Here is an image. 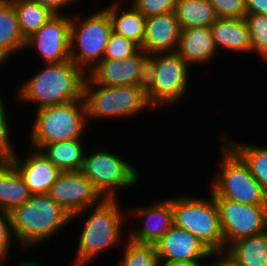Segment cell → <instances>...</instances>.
I'll return each instance as SVG.
<instances>
[{"mask_svg": "<svg viewBox=\"0 0 267 266\" xmlns=\"http://www.w3.org/2000/svg\"><path fill=\"white\" fill-rule=\"evenodd\" d=\"M130 3L148 18L174 11L177 0H132Z\"/></svg>", "mask_w": 267, "mask_h": 266, "instance_id": "34", "label": "cell"}, {"mask_svg": "<svg viewBox=\"0 0 267 266\" xmlns=\"http://www.w3.org/2000/svg\"><path fill=\"white\" fill-rule=\"evenodd\" d=\"M29 131L31 148L41 150L46 144L84 138L87 122L84 99L35 110Z\"/></svg>", "mask_w": 267, "mask_h": 266, "instance_id": "4", "label": "cell"}, {"mask_svg": "<svg viewBox=\"0 0 267 266\" xmlns=\"http://www.w3.org/2000/svg\"><path fill=\"white\" fill-rule=\"evenodd\" d=\"M160 264L211 259L213 253L189 231L173 225L155 244Z\"/></svg>", "mask_w": 267, "mask_h": 266, "instance_id": "15", "label": "cell"}, {"mask_svg": "<svg viewBox=\"0 0 267 266\" xmlns=\"http://www.w3.org/2000/svg\"><path fill=\"white\" fill-rule=\"evenodd\" d=\"M7 260V257H0V266H8V263H6Z\"/></svg>", "mask_w": 267, "mask_h": 266, "instance_id": "42", "label": "cell"}, {"mask_svg": "<svg viewBox=\"0 0 267 266\" xmlns=\"http://www.w3.org/2000/svg\"><path fill=\"white\" fill-rule=\"evenodd\" d=\"M181 35V27L174 11L146 18L141 49L147 54L174 53Z\"/></svg>", "mask_w": 267, "mask_h": 266, "instance_id": "17", "label": "cell"}, {"mask_svg": "<svg viewBox=\"0 0 267 266\" xmlns=\"http://www.w3.org/2000/svg\"><path fill=\"white\" fill-rule=\"evenodd\" d=\"M1 95L0 92V157L8 158L16 149L14 143L12 141L11 133L12 129L10 128L12 125H9V117L7 115V107L5 106L6 102L4 100V96ZM12 141V142H11ZM14 148V149H13Z\"/></svg>", "mask_w": 267, "mask_h": 266, "instance_id": "32", "label": "cell"}, {"mask_svg": "<svg viewBox=\"0 0 267 266\" xmlns=\"http://www.w3.org/2000/svg\"><path fill=\"white\" fill-rule=\"evenodd\" d=\"M71 216L96 206L104 198L79 171L61 172L47 194Z\"/></svg>", "mask_w": 267, "mask_h": 266, "instance_id": "13", "label": "cell"}, {"mask_svg": "<svg viewBox=\"0 0 267 266\" xmlns=\"http://www.w3.org/2000/svg\"><path fill=\"white\" fill-rule=\"evenodd\" d=\"M225 252L241 266H267V231L238 239Z\"/></svg>", "mask_w": 267, "mask_h": 266, "instance_id": "25", "label": "cell"}, {"mask_svg": "<svg viewBox=\"0 0 267 266\" xmlns=\"http://www.w3.org/2000/svg\"><path fill=\"white\" fill-rule=\"evenodd\" d=\"M9 213L17 246L26 251L48 242L71 222V215L47 194L32 195Z\"/></svg>", "mask_w": 267, "mask_h": 266, "instance_id": "3", "label": "cell"}, {"mask_svg": "<svg viewBox=\"0 0 267 266\" xmlns=\"http://www.w3.org/2000/svg\"><path fill=\"white\" fill-rule=\"evenodd\" d=\"M40 3L45 8L49 9L54 14H63V8L71 7L75 2H79L81 0H33ZM71 5V6H70Z\"/></svg>", "mask_w": 267, "mask_h": 266, "instance_id": "37", "label": "cell"}, {"mask_svg": "<svg viewBox=\"0 0 267 266\" xmlns=\"http://www.w3.org/2000/svg\"><path fill=\"white\" fill-rule=\"evenodd\" d=\"M247 14L267 15V0H245Z\"/></svg>", "mask_w": 267, "mask_h": 266, "instance_id": "39", "label": "cell"}, {"mask_svg": "<svg viewBox=\"0 0 267 266\" xmlns=\"http://www.w3.org/2000/svg\"><path fill=\"white\" fill-rule=\"evenodd\" d=\"M16 266H44L43 264H41V262H37V261H25L24 262H20V264L16 265Z\"/></svg>", "mask_w": 267, "mask_h": 266, "instance_id": "41", "label": "cell"}, {"mask_svg": "<svg viewBox=\"0 0 267 266\" xmlns=\"http://www.w3.org/2000/svg\"><path fill=\"white\" fill-rule=\"evenodd\" d=\"M226 248L234 241L267 231V205H248L215 198Z\"/></svg>", "mask_w": 267, "mask_h": 266, "instance_id": "11", "label": "cell"}, {"mask_svg": "<svg viewBox=\"0 0 267 266\" xmlns=\"http://www.w3.org/2000/svg\"><path fill=\"white\" fill-rule=\"evenodd\" d=\"M118 202L119 198L103 199L96 206L71 216V223L78 217H87L79 233L76 257L72 266H87L89 263L92 264L100 253L120 245L123 248L124 223L129 221V216H126L127 210L125 212Z\"/></svg>", "mask_w": 267, "mask_h": 266, "instance_id": "1", "label": "cell"}, {"mask_svg": "<svg viewBox=\"0 0 267 266\" xmlns=\"http://www.w3.org/2000/svg\"><path fill=\"white\" fill-rule=\"evenodd\" d=\"M25 39L43 27L55 14L33 0H10Z\"/></svg>", "mask_w": 267, "mask_h": 266, "instance_id": "28", "label": "cell"}, {"mask_svg": "<svg viewBox=\"0 0 267 266\" xmlns=\"http://www.w3.org/2000/svg\"><path fill=\"white\" fill-rule=\"evenodd\" d=\"M84 139L65 140L46 144L40 151L61 172H75L81 167L86 148Z\"/></svg>", "mask_w": 267, "mask_h": 266, "instance_id": "24", "label": "cell"}, {"mask_svg": "<svg viewBox=\"0 0 267 266\" xmlns=\"http://www.w3.org/2000/svg\"><path fill=\"white\" fill-rule=\"evenodd\" d=\"M86 73L71 60L43 63L42 69L18 86L16 97L34 109L83 99Z\"/></svg>", "mask_w": 267, "mask_h": 266, "instance_id": "2", "label": "cell"}, {"mask_svg": "<svg viewBox=\"0 0 267 266\" xmlns=\"http://www.w3.org/2000/svg\"><path fill=\"white\" fill-rule=\"evenodd\" d=\"M222 158L208 190L214 198H226L248 205H267V192L243 161L222 142Z\"/></svg>", "mask_w": 267, "mask_h": 266, "instance_id": "8", "label": "cell"}, {"mask_svg": "<svg viewBox=\"0 0 267 266\" xmlns=\"http://www.w3.org/2000/svg\"><path fill=\"white\" fill-rule=\"evenodd\" d=\"M174 13L181 30L211 27L218 18L208 0H177Z\"/></svg>", "mask_w": 267, "mask_h": 266, "instance_id": "27", "label": "cell"}, {"mask_svg": "<svg viewBox=\"0 0 267 266\" xmlns=\"http://www.w3.org/2000/svg\"><path fill=\"white\" fill-rule=\"evenodd\" d=\"M119 1L115 0L114 3H110L109 7H104L111 19L112 32L133 41L141 49L145 34L146 17L131 3L126 5L127 9L123 10L124 8L121 7L123 4Z\"/></svg>", "mask_w": 267, "mask_h": 266, "instance_id": "21", "label": "cell"}, {"mask_svg": "<svg viewBox=\"0 0 267 266\" xmlns=\"http://www.w3.org/2000/svg\"><path fill=\"white\" fill-rule=\"evenodd\" d=\"M139 50L140 47L136 43L112 32L103 59L121 60L136 54Z\"/></svg>", "mask_w": 267, "mask_h": 266, "instance_id": "31", "label": "cell"}, {"mask_svg": "<svg viewBox=\"0 0 267 266\" xmlns=\"http://www.w3.org/2000/svg\"><path fill=\"white\" fill-rule=\"evenodd\" d=\"M199 198L184 195L171 197L174 225L189 231L213 253L224 252L225 242L220 226L219 210L212 193Z\"/></svg>", "mask_w": 267, "mask_h": 266, "instance_id": "6", "label": "cell"}, {"mask_svg": "<svg viewBox=\"0 0 267 266\" xmlns=\"http://www.w3.org/2000/svg\"><path fill=\"white\" fill-rule=\"evenodd\" d=\"M211 257H213L214 260L206 262V266H241L233 258H231L225 251L214 252L211 254Z\"/></svg>", "mask_w": 267, "mask_h": 266, "instance_id": "38", "label": "cell"}, {"mask_svg": "<svg viewBox=\"0 0 267 266\" xmlns=\"http://www.w3.org/2000/svg\"><path fill=\"white\" fill-rule=\"evenodd\" d=\"M218 18H244L246 13L245 0H208Z\"/></svg>", "mask_w": 267, "mask_h": 266, "instance_id": "33", "label": "cell"}, {"mask_svg": "<svg viewBox=\"0 0 267 266\" xmlns=\"http://www.w3.org/2000/svg\"><path fill=\"white\" fill-rule=\"evenodd\" d=\"M204 260L208 261L207 259H196V260L183 261L172 264H161L160 266H206Z\"/></svg>", "mask_w": 267, "mask_h": 266, "instance_id": "40", "label": "cell"}, {"mask_svg": "<svg viewBox=\"0 0 267 266\" xmlns=\"http://www.w3.org/2000/svg\"><path fill=\"white\" fill-rule=\"evenodd\" d=\"M123 256L118 259L119 266H160L154 244H140L126 238Z\"/></svg>", "mask_w": 267, "mask_h": 266, "instance_id": "29", "label": "cell"}, {"mask_svg": "<svg viewBox=\"0 0 267 266\" xmlns=\"http://www.w3.org/2000/svg\"><path fill=\"white\" fill-rule=\"evenodd\" d=\"M15 241L10 213L0 210V257L10 258V247L14 246Z\"/></svg>", "mask_w": 267, "mask_h": 266, "instance_id": "36", "label": "cell"}, {"mask_svg": "<svg viewBox=\"0 0 267 266\" xmlns=\"http://www.w3.org/2000/svg\"><path fill=\"white\" fill-rule=\"evenodd\" d=\"M93 149L89 152L86 149L78 171L91 181L104 199H117L119 190L139 185L141 173L125 157L121 158L104 146Z\"/></svg>", "mask_w": 267, "mask_h": 266, "instance_id": "7", "label": "cell"}, {"mask_svg": "<svg viewBox=\"0 0 267 266\" xmlns=\"http://www.w3.org/2000/svg\"><path fill=\"white\" fill-rule=\"evenodd\" d=\"M224 137L225 144L243 161L252 176L260 183L267 192V146L252 145L239 142L236 139L228 140Z\"/></svg>", "mask_w": 267, "mask_h": 266, "instance_id": "26", "label": "cell"}, {"mask_svg": "<svg viewBox=\"0 0 267 266\" xmlns=\"http://www.w3.org/2000/svg\"><path fill=\"white\" fill-rule=\"evenodd\" d=\"M176 53L190 66L210 64L218 50L211 27H196L181 30Z\"/></svg>", "mask_w": 267, "mask_h": 266, "instance_id": "19", "label": "cell"}, {"mask_svg": "<svg viewBox=\"0 0 267 266\" xmlns=\"http://www.w3.org/2000/svg\"><path fill=\"white\" fill-rule=\"evenodd\" d=\"M32 194L15 166L7 159H0V210L11 212L23 205Z\"/></svg>", "mask_w": 267, "mask_h": 266, "instance_id": "22", "label": "cell"}, {"mask_svg": "<svg viewBox=\"0 0 267 266\" xmlns=\"http://www.w3.org/2000/svg\"><path fill=\"white\" fill-rule=\"evenodd\" d=\"M190 66L176 53H156V71L152 89L146 94L149 103L159 106L179 105L187 97L191 83Z\"/></svg>", "mask_w": 267, "mask_h": 266, "instance_id": "10", "label": "cell"}, {"mask_svg": "<svg viewBox=\"0 0 267 266\" xmlns=\"http://www.w3.org/2000/svg\"><path fill=\"white\" fill-rule=\"evenodd\" d=\"M249 34L252 54L257 53L263 61H267V15L246 14L244 17Z\"/></svg>", "mask_w": 267, "mask_h": 266, "instance_id": "30", "label": "cell"}, {"mask_svg": "<svg viewBox=\"0 0 267 266\" xmlns=\"http://www.w3.org/2000/svg\"><path fill=\"white\" fill-rule=\"evenodd\" d=\"M131 209L126 214L141 220L136 228L133 226L131 230L128 229L129 234L125 235L133 242L155 244L174 225L171 197Z\"/></svg>", "mask_w": 267, "mask_h": 266, "instance_id": "14", "label": "cell"}, {"mask_svg": "<svg viewBox=\"0 0 267 266\" xmlns=\"http://www.w3.org/2000/svg\"><path fill=\"white\" fill-rule=\"evenodd\" d=\"M83 99L88 123L92 119L136 118L143 110L154 109L147 95L136 85L100 86L87 78L84 81Z\"/></svg>", "mask_w": 267, "mask_h": 266, "instance_id": "5", "label": "cell"}, {"mask_svg": "<svg viewBox=\"0 0 267 266\" xmlns=\"http://www.w3.org/2000/svg\"><path fill=\"white\" fill-rule=\"evenodd\" d=\"M218 52L251 53L250 34L244 18H217L211 25Z\"/></svg>", "mask_w": 267, "mask_h": 266, "instance_id": "20", "label": "cell"}, {"mask_svg": "<svg viewBox=\"0 0 267 266\" xmlns=\"http://www.w3.org/2000/svg\"><path fill=\"white\" fill-rule=\"evenodd\" d=\"M14 151L7 159L15 166L32 195L48 194L61 171L38 149L32 148L24 158Z\"/></svg>", "mask_w": 267, "mask_h": 266, "instance_id": "16", "label": "cell"}, {"mask_svg": "<svg viewBox=\"0 0 267 266\" xmlns=\"http://www.w3.org/2000/svg\"><path fill=\"white\" fill-rule=\"evenodd\" d=\"M156 71V54H147L140 63L136 86L147 94L153 87Z\"/></svg>", "mask_w": 267, "mask_h": 266, "instance_id": "35", "label": "cell"}, {"mask_svg": "<svg viewBox=\"0 0 267 266\" xmlns=\"http://www.w3.org/2000/svg\"><path fill=\"white\" fill-rule=\"evenodd\" d=\"M25 46L26 39L21 33L12 2L0 0V65L14 54L24 51Z\"/></svg>", "mask_w": 267, "mask_h": 266, "instance_id": "23", "label": "cell"}, {"mask_svg": "<svg viewBox=\"0 0 267 266\" xmlns=\"http://www.w3.org/2000/svg\"><path fill=\"white\" fill-rule=\"evenodd\" d=\"M146 55L147 53L140 49L136 54L125 59H102L86 73V78L100 86L135 85L141 60Z\"/></svg>", "mask_w": 267, "mask_h": 266, "instance_id": "18", "label": "cell"}, {"mask_svg": "<svg viewBox=\"0 0 267 266\" xmlns=\"http://www.w3.org/2000/svg\"><path fill=\"white\" fill-rule=\"evenodd\" d=\"M85 17H71L70 60L87 73L103 59L112 23L105 9Z\"/></svg>", "mask_w": 267, "mask_h": 266, "instance_id": "9", "label": "cell"}, {"mask_svg": "<svg viewBox=\"0 0 267 266\" xmlns=\"http://www.w3.org/2000/svg\"><path fill=\"white\" fill-rule=\"evenodd\" d=\"M71 18L55 14L38 31L26 39L25 50L34 49L45 63H59L70 60ZM28 48V49H27Z\"/></svg>", "mask_w": 267, "mask_h": 266, "instance_id": "12", "label": "cell"}]
</instances>
